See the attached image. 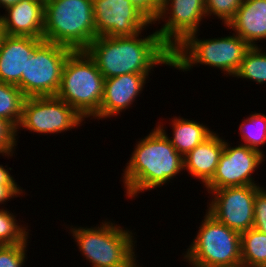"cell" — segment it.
I'll use <instances>...</instances> for the list:
<instances>
[{"label":"cell","instance_id":"d6986e66","mask_svg":"<svg viewBox=\"0 0 266 267\" xmlns=\"http://www.w3.org/2000/svg\"><path fill=\"white\" fill-rule=\"evenodd\" d=\"M168 119L171 120L168 124L172 127L173 132L170 134L172 137L170 135L168 136L166 131L167 127L164 126L165 123L163 120L162 122L156 123V126L167 136L172 146L183 157L214 132L206 124L204 125L194 119L184 118L181 115L178 117L173 115V118Z\"/></svg>","mask_w":266,"mask_h":267},{"label":"cell","instance_id":"5bb4252c","mask_svg":"<svg viewBox=\"0 0 266 267\" xmlns=\"http://www.w3.org/2000/svg\"><path fill=\"white\" fill-rule=\"evenodd\" d=\"M148 81V82H146ZM149 78L145 74H123L104 80L103 97L99 112L91 119L107 120L121 116V112L130 109L142 94Z\"/></svg>","mask_w":266,"mask_h":267},{"label":"cell","instance_id":"e575fe53","mask_svg":"<svg viewBox=\"0 0 266 267\" xmlns=\"http://www.w3.org/2000/svg\"><path fill=\"white\" fill-rule=\"evenodd\" d=\"M0 23H2V15L0 14Z\"/></svg>","mask_w":266,"mask_h":267},{"label":"cell","instance_id":"8992f818","mask_svg":"<svg viewBox=\"0 0 266 267\" xmlns=\"http://www.w3.org/2000/svg\"><path fill=\"white\" fill-rule=\"evenodd\" d=\"M105 78L85 50L72 51L63 66L57 97L74 108L85 120L99 112Z\"/></svg>","mask_w":266,"mask_h":267},{"label":"cell","instance_id":"ba28073f","mask_svg":"<svg viewBox=\"0 0 266 267\" xmlns=\"http://www.w3.org/2000/svg\"><path fill=\"white\" fill-rule=\"evenodd\" d=\"M68 47L42 41L33 51L16 85L26 98L56 96L64 63L72 52Z\"/></svg>","mask_w":266,"mask_h":267},{"label":"cell","instance_id":"603a6c76","mask_svg":"<svg viewBox=\"0 0 266 267\" xmlns=\"http://www.w3.org/2000/svg\"><path fill=\"white\" fill-rule=\"evenodd\" d=\"M266 48L261 46L250 47L245 53L241 66L235 78L256 82L258 85L266 84Z\"/></svg>","mask_w":266,"mask_h":267},{"label":"cell","instance_id":"9a60e30c","mask_svg":"<svg viewBox=\"0 0 266 267\" xmlns=\"http://www.w3.org/2000/svg\"><path fill=\"white\" fill-rule=\"evenodd\" d=\"M44 13L45 1L20 0L2 14L4 32L8 36L43 38Z\"/></svg>","mask_w":266,"mask_h":267},{"label":"cell","instance_id":"4dcf8cb0","mask_svg":"<svg viewBox=\"0 0 266 267\" xmlns=\"http://www.w3.org/2000/svg\"><path fill=\"white\" fill-rule=\"evenodd\" d=\"M7 167V164L5 165V167L0 164V184H18L13 174L10 173L13 168Z\"/></svg>","mask_w":266,"mask_h":267},{"label":"cell","instance_id":"484cf974","mask_svg":"<svg viewBox=\"0 0 266 267\" xmlns=\"http://www.w3.org/2000/svg\"><path fill=\"white\" fill-rule=\"evenodd\" d=\"M29 238L23 243L0 245V267H23L26 264Z\"/></svg>","mask_w":266,"mask_h":267},{"label":"cell","instance_id":"1f68e13d","mask_svg":"<svg viewBox=\"0 0 266 267\" xmlns=\"http://www.w3.org/2000/svg\"><path fill=\"white\" fill-rule=\"evenodd\" d=\"M137 257L138 255L136 253L125 265L121 267H142L140 266V263L138 262Z\"/></svg>","mask_w":266,"mask_h":267},{"label":"cell","instance_id":"836d02e7","mask_svg":"<svg viewBox=\"0 0 266 267\" xmlns=\"http://www.w3.org/2000/svg\"><path fill=\"white\" fill-rule=\"evenodd\" d=\"M5 36H6V33L4 32L3 25L2 23H0V48H1V44Z\"/></svg>","mask_w":266,"mask_h":267},{"label":"cell","instance_id":"8fae6325","mask_svg":"<svg viewBox=\"0 0 266 267\" xmlns=\"http://www.w3.org/2000/svg\"><path fill=\"white\" fill-rule=\"evenodd\" d=\"M266 156L249 147L232 143L224 139V149L220 156L216 172L212 179L204 186L207 192L224 187L259 185L252 176Z\"/></svg>","mask_w":266,"mask_h":267},{"label":"cell","instance_id":"9c48e42d","mask_svg":"<svg viewBox=\"0 0 266 267\" xmlns=\"http://www.w3.org/2000/svg\"><path fill=\"white\" fill-rule=\"evenodd\" d=\"M83 122L86 123V120L57 96L28 97L23 104L22 119L16 129V139L19 143L18 131L23 129L38 135H56L78 129Z\"/></svg>","mask_w":266,"mask_h":267},{"label":"cell","instance_id":"4fadbf2b","mask_svg":"<svg viewBox=\"0 0 266 267\" xmlns=\"http://www.w3.org/2000/svg\"><path fill=\"white\" fill-rule=\"evenodd\" d=\"M96 37L134 36L153 24L128 0H93Z\"/></svg>","mask_w":266,"mask_h":267},{"label":"cell","instance_id":"2e32d148","mask_svg":"<svg viewBox=\"0 0 266 267\" xmlns=\"http://www.w3.org/2000/svg\"><path fill=\"white\" fill-rule=\"evenodd\" d=\"M42 41L43 38L6 35L0 48V82L17 85L25 74L27 61Z\"/></svg>","mask_w":266,"mask_h":267},{"label":"cell","instance_id":"7a4b0ae2","mask_svg":"<svg viewBox=\"0 0 266 267\" xmlns=\"http://www.w3.org/2000/svg\"><path fill=\"white\" fill-rule=\"evenodd\" d=\"M138 140L120 180L124 184V196L129 199L167 186L176 175L184 173L183 156L157 126Z\"/></svg>","mask_w":266,"mask_h":267},{"label":"cell","instance_id":"e0dca14e","mask_svg":"<svg viewBox=\"0 0 266 267\" xmlns=\"http://www.w3.org/2000/svg\"><path fill=\"white\" fill-rule=\"evenodd\" d=\"M226 29L251 47L261 46L258 43L266 40V0H243Z\"/></svg>","mask_w":266,"mask_h":267},{"label":"cell","instance_id":"4316f807","mask_svg":"<svg viewBox=\"0 0 266 267\" xmlns=\"http://www.w3.org/2000/svg\"><path fill=\"white\" fill-rule=\"evenodd\" d=\"M17 145L16 129L8 121L0 118V155L7 159L15 156Z\"/></svg>","mask_w":266,"mask_h":267},{"label":"cell","instance_id":"f1b7e54d","mask_svg":"<svg viewBox=\"0 0 266 267\" xmlns=\"http://www.w3.org/2000/svg\"><path fill=\"white\" fill-rule=\"evenodd\" d=\"M137 8L152 24L156 25L160 9L161 0H128Z\"/></svg>","mask_w":266,"mask_h":267},{"label":"cell","instance_id":"d6a6232c","mask_svg":"<svg viewBox=\"0 0 266 267\" xmlns=\"http://www.w3.org/2000/svg\"><path fill=\"white\" fill-rule=\"evenodd\" d=\"M20 0H0V8L7 9L8 7L13 6L18 3Z\"/></svg>","mask_w":266,"mask_h":267},{"label":"cell","instance_id":"f546056e","mask_svg":"<svg viewBox=\"0 0 266 267\" xmlns=\"http://www.w3.org/2000/svg\"><path fill=\"white\" fill-rule=\"evenodd\" d=\"M23 193L26 194L25 189L18 184H0V207L5 208L6 202L22 196Z\"/></svg>","mask_w":266,"mask_h":267},{"label":"cell","instance_id":"30bf717a","mask_svg":"<svg viewBox=\"0 0 266 267\" xmlns=\"http://www.w3.org/2000/svg\"><path fill=\"white\" fill-rule=\"evenodd\" d=\"M261 185L224 187L209 193L207 211L240 234L253 228L254 199Z\"/></svg>","mask_w":266,"mask_h":267},{"label":"cell","instance_id":"cb8c5ba5","mask_svg":"<svg viewBox=\"0 0 266 267\" xmlns=\"http://www.w3.org/2000/svg\"><path fill=\"white\" fill-rule=\"evenodd\" d=\"M10 211L7 207L0 208V245L23 243L30 238L31 230L28 228V223L21 224L19 218L17 221L18 214Z\"/></svg>","mask_w":266,"mask_h":267},{"label":"cell","instance_id":"277c9868","mask_svg":"<svg viewBox=\"0 0 266 267\" xmlns=\"http://www.w3.org/2000/svg\"><path fill=\"white\" fill-rule=\"evenodd\" d=\"M107 219L94 227H66L82 258L92 267H121L136 254L137 238L133 230Z\"/></svg>","mask_w":266,"mask_h":267},{"label":"cell","instance_id":"ac0fdd59","mask_svg":"<svg viewBox=\"0 0 266 267\" xmlns=\"http://www.w3.org/2000/svg\"><path fill=\"white\" fill-rule=\"evenodd\" d=\"M223 149L224 137L221 138L214 131L183 157L184 172L196 178L204 187L214 176Z\"/></svg>","mask_w":266,"mask_h":267},{"label":"cell","instance_id":"5b68a950","mask_svg":"<svg viewBox=\"0 0 266 267\" xmlns=\"http://www.w3.org/2000/svg\"><path fill=\"white\" fill-rule=\"evenodd\" d=\"M96 38L93 0H46L43 40L85 50Z\"/></svg>","mask_w":266,"mask_h":267},{"label":"cell","instance_id":"ffe728a7","mask_svg":"<svg viewBox=\"0 0 266 267\" xmlns=\"http://www.w3.org/2000/svg\"><path fill=\"white\" fill-rule=\"evenodd\" d=\"M242 267H266V234L251 228L241 233Z\"/></svg>","mask_w":266,"mask_h":267},{"label":"cell","instance_id":"7402d4cb","mask_svg":"<svg viewBox=\"0 0 266 267\" xmlns=\"http://www.w3.org/2000/svg\"><path fill=\"white\" fill-rule=\"evenodd\" d=\"M252 113L239 124V136L243 141L239 143L264 155L261 146L266 145V115L256 111Z\"/></svg>","mask_w":266,"mask_h":267},{"label":"cell","instance_id":"44dd1931","mask_svg":"<svg viewBox=\"0 0 266 267\" xmlns=\"http://www.w3.org/2000/svg\"><path fill=\"white\" fill-rule=\"evenodd\" d=\"M25 99L16 85L0 82V118L8 121L15 129L22 119Z\"/></svg>","mask_w":266,"mask_h":267},{"label":"cell","instance_id":"83f0119b","mask_svg":"<svg viewBox=\"0 0 266 267\" xmlns=\"http://www.w3.org/2000/svg\"><path fill=\"white\" fill-rule=\"evenodd\" d=\"M253 228L266 234V188L261 187L254 199Z\"/></svg>","mask_w":266,"mask_h":267},{"label":"cell","instance_id":"52a82bcc","mask_svg":"<svg viewBox=\"0 0 266 267\" xmlns=\"http://www.w3.org/2000/svg\"><path fill=\"white\" fill-rule=\"evenodd\" d=\"M191 244L182 253L190 267H242L241 234L207 211Z\"/></svg>","mask_w":266,"mask_h":267},{"label":"cell","instance_id":"3957f363","mask_svg":"<svg viewBox=\"0 0 266 267\" xmlns=\"http://www.w3.org/2000/svg\"><path fill=\"white\" fill-rule=\"evenodd\" d=\"M199 33L189 34L172 50V68L188 72L201 64L219 69L224 76L234 78L251 46L234 32L221 38L208 39L198 38Z\"/></svg>","mask_w":266,"mask_h":267},{"label":"cell","instance_id":"7c38bea8","mask_svg":"<svg viewBox=\"0 0 266 267\" xmlns=\"http://www.w3.org/2000/svg\"><path fill=\"white\" fill-rule=\"evenodd\" d=\"M205 18V0H161L160 14L155 23L159 25L162 22V25L156 32L173 50L189 34L200 32Z\"/></svg>","mask_w":266,"mask_h":267},{"label":"cell","instance_id":"d4e9b609","mask_svg":"<svg viewBox=\"0 0 266 267\" xmlns=\"http://www.w3.org/2000/svg\"><path fill=\"white\" fill-rule=\"evenodd\" d=\"M243 0H205L206 17L214 16L221 25H226L232 20Z\"/></svg>","mask_w":266,"mask_h":267},{"label":"cell","instance_id":"6da1fadb","mask_svg":"<svg viewBox=\"0 0 266 267\" xmlns=\"http://www.w3.org/2000/svg\"><path fill=\"white\" fill-rule=\"evenodd\" d=\"M134 36L96 37L85 49L105 79L123 74H145L158 65L172 67V50L160 39L156 30Z\"/></svg>","mask_w":266,"mask_h":267}]
</instances>
